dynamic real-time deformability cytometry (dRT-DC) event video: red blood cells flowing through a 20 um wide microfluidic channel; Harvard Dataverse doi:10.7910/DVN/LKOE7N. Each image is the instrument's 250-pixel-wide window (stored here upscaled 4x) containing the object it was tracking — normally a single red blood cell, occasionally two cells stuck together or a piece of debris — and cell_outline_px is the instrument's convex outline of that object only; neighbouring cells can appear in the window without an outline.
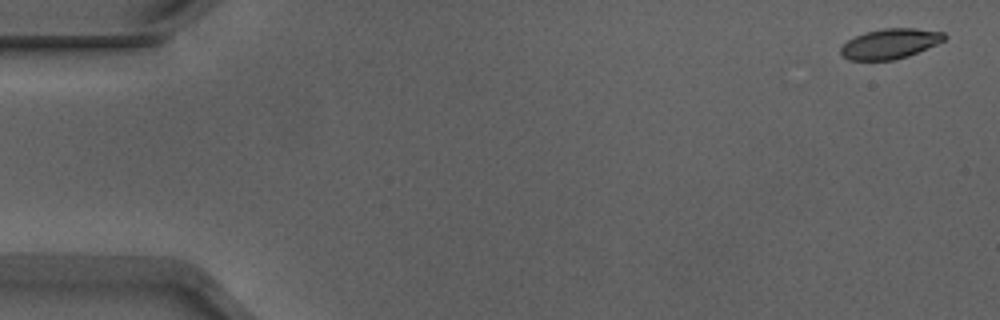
{"species": "Egyptian fruit bat (a non-hibernating species)", "species_latin": "Rousettus aegyptiacus", "temperature_condition": "warm", "stored_images_in_passage": 53, "camera_frame_rate_fps": 3000, "um_per_image_px": 0.085, "animal": {"sex": "male"}, "frame": {"image": 1, "passage_image": 2, "time_ms": 0.333, "image_size_px": [1000, 320], "cell_outline_px": [[948, 36], [944, 40], [936, 44], [908, 56], [896, 60], [848, 60], [840, 52], [840, 48], [848, 40], [864, 32], [884, 28], [916, 28], [944, 32]], "centroid_in_image_um": [75.67, 3.71], "position_along_channel_um": 9.3, "area_um2": 18.15}}
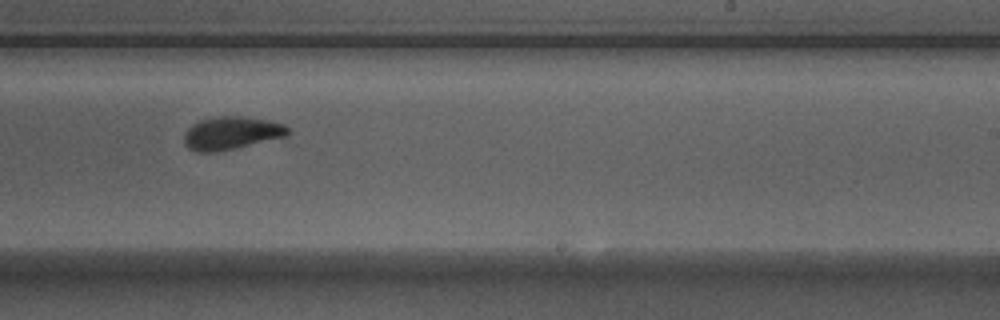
{"frame": {"image": 2, "passage_image": 33, "time_ms": 10.667, "image_size_px": [1000, 320], "cell_outline_px": [[292, 132], [288, 136], [232, 148], [212, 152], [196, 152], [188, 148], [184, 144], [184, 132], [192, 124], [200, 120], [216, 116], [240, 116], [268, 120], [284, 124]], "centroid_in_image_um": [19.66, 11.3], "position_along_channel_um": 269.3, "area_um2": 19.88}}
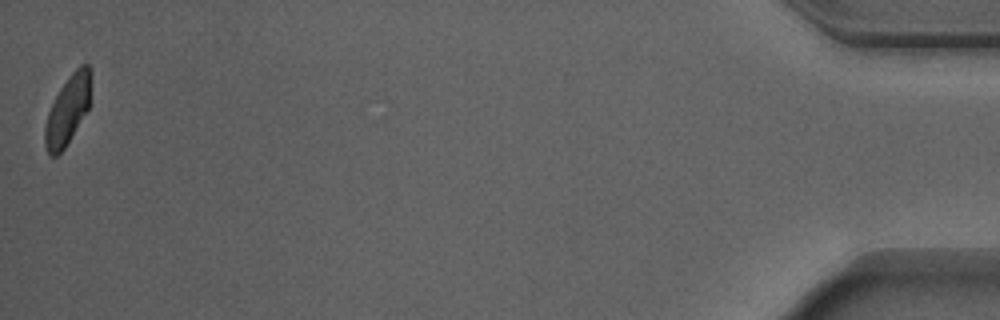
{"frame": {"image": 3, "passage_image": 53, "time_ms": 17.333, "image_size_px": [1000, 320], "cell_outline_px": [[92, 76], [88, 108], [64, 148], [56, 156], [52, 156], [48, 152], [44, 144], [44, 128], [48, 112], [60, 88], [72, 72], [80, 64], [88, 64], [92, 72]], "centroid_in_image_um": [5.76, 9.3], "position_along_channel_um": 429.4, "area_um2": 18.21}, "authors_computed_cell_mechanics": {"area_um2": 19.652, "velocity_mm_per_s": 3.8833, "shape_relaxation_time_tau1_ms": 2.8524, "shape_relaxation_time_tau2_ms": 1.9731, "deformation_change_tau1": 0.1575, "deformation_change_tau2": 0.063}}